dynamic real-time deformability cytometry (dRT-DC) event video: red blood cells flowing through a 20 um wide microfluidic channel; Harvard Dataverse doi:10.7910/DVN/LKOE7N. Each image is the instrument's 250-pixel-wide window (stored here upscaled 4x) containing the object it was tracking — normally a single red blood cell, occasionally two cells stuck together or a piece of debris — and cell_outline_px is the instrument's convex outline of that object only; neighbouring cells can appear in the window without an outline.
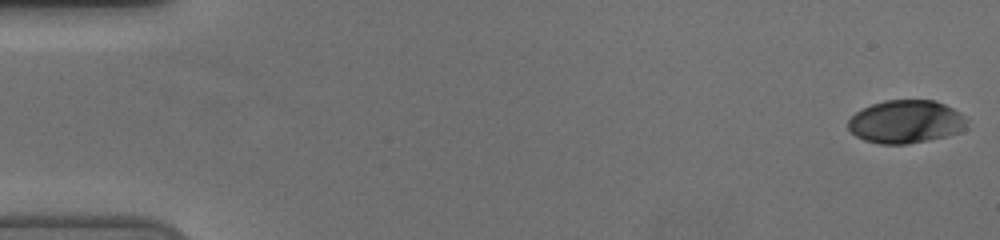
{"species": "human", "species_latin": "Homo sapiens", "temperature_condition": "cold", "stored_images_in_passage": 56, "camera_frame_rate_fps": 3000, "um_per_image_px": 0.085, "donor": {"sex": "female"}, "frame": {"image": 1, "passage_image": 1, "time_ms": 0.0, "image_size_px": [1000, 240], "cell_outline_px": [[968, 128], [960, 132], [928, 140], [908, 144], [880, 144], [864, 140], [856, 136], [848, 128], [848, 120], [856, 112], [872, 104], [884, 100], [936, 100], [960, 112], [968, 120]], "centroid_in_image_um": [77.03, 10.35], "position_along_channel_um": 8.0, "area_um2": 29.94}}
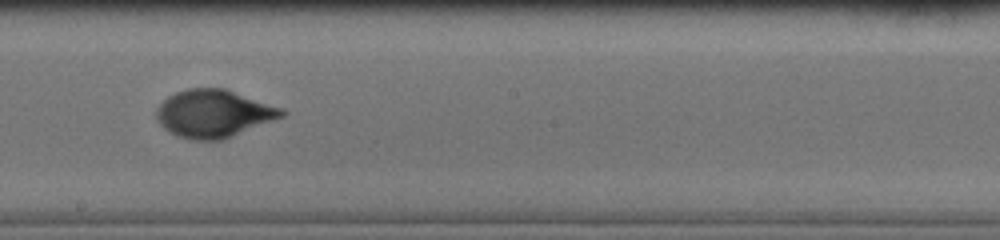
{"frame": {"image": 2, "passage_image": 32, "time_ms": 10.333, "image_size_px": [1000, 240], "cell_outline_px": [[288, 112], [284, 116], [224, 140], [192, 140], [176, 136], [168, 132], [156, 120], [156, 108], [168, 96], [176, 92], [188, 88], [224, 88], [284, 108]], "centroid_in_image_um": [18.17, 9.66], "position_along_channel_um": 230.0, "area_um2": 35.14}}
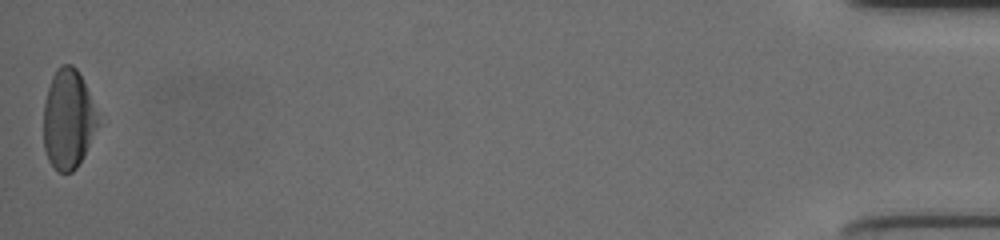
{"frame": {"image": 3, "passage_image": 56, "time_ms": 18.333, "image_size_px": [1000, 240], "cell_outline_px": [[96, 124], [88, 144], [76, 168], [72, 172], [60, 172], [48, 160], [44, 148], [44, 104], [48, 88], [52, 76], [56, 68], [60, 64], [72, 64], [76, 68], [88, 92], [96, 120]], "centroid_in_image_um": [5.72, 10.1], "position_along_channel_um": 429.5, "area_um2": 30.29}, "authors_computed_cell_mechanics": {"area_um2": 32.5125, "velocity_mm_per_s": 3.7076, "shape_relaxation_time_tau1_ms": 3.8007, "shape_relaxation_time_tau2_ms": 0.8575, "deformation_change_tau1": 0.1807, "deformation_change_tau2": 0.0449}}